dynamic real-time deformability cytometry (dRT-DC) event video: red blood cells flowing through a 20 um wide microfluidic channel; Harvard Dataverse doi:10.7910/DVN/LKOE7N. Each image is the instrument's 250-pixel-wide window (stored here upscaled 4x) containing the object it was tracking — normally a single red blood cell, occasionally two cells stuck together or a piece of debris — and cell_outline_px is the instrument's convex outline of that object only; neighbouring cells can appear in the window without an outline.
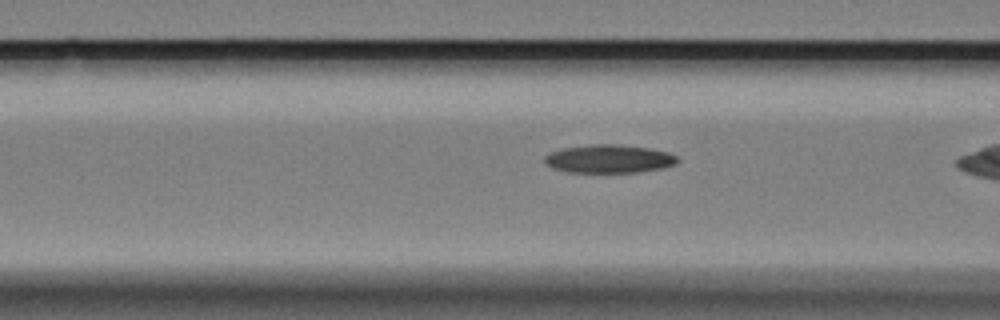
{"species": "Egyptian fruit bat (a non-hibernating species)", "species_latin": "Rousettus aegyptiacus", "temperature_condition": "cold", "stored_images_in_passage": 30, "camera_frame_rate_fps": 3000, "um_per_image_px": 0.085, "animal": {"sex": "female"}, "frame": {"image": 1, "passage_image": 6, "time_ms": 1.667, "image_size_px": [1000, 320], "cell_outline_px": [[680, 160], [676, 164], [660, 168], [636, 172], [568, 172], [552, 168], [544, 164], [544, 156], [552, 152], [564, 148], [592, 144], [612, 144], [648, 148], [668, 152], [676, 156]], "centroid_in_image_um": [51.74, 13.5], "position_along_channel_um": 114.9, "area_um2": 21.73}}
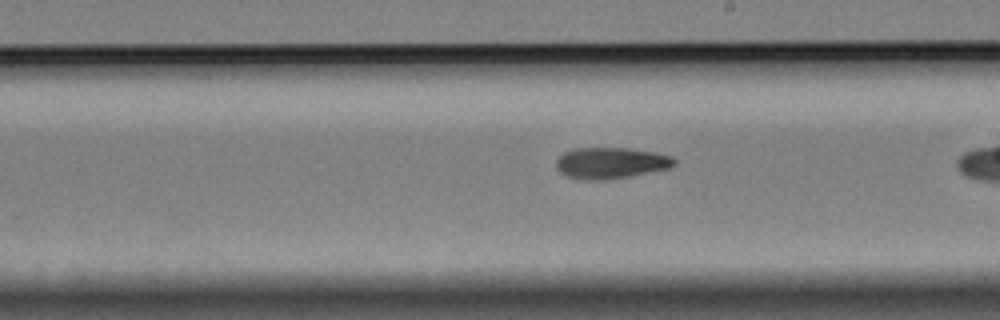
{"frame": {"image": 2, "passage_image": 17, "time_ms": 5.333, "image_size_px": [1000, 320], "cell_outline_px": [[676, 164], [672, 168], [632, 176], [608, 180], [584, 180], [564, 176], [556, 168], [556, 160], [564, 152], [576, 148], [628, 148], [656, 152], [672, 156], [676, 160]], "centroid_in_image_um": [51.95, 13.86], "position_along_channel_um": 237.1, "area_um2": 21.91}}
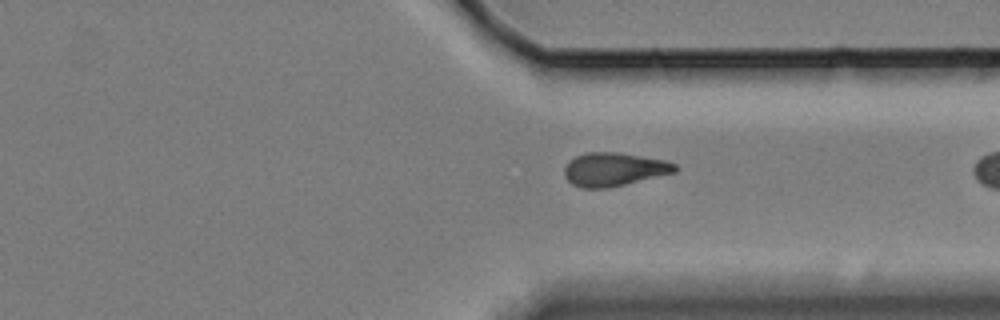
{"frame": {"image": 3, "passage_image": 28, "time_ms": 9.0, "image_size_px": [1000, 320], "cell_outline_px": [[676, 172], [624, 184], [604, 188], [580, 188], [572, 184], [564, 176], [564, 168], [568, 160], [576, 156], [588, 152], [620, 152], [664, 160], [676, 164]], "centroid_in_image_um": [52.15, 14.38], "position_along_channel_um": 359.3, "area_um2": 21.5}}